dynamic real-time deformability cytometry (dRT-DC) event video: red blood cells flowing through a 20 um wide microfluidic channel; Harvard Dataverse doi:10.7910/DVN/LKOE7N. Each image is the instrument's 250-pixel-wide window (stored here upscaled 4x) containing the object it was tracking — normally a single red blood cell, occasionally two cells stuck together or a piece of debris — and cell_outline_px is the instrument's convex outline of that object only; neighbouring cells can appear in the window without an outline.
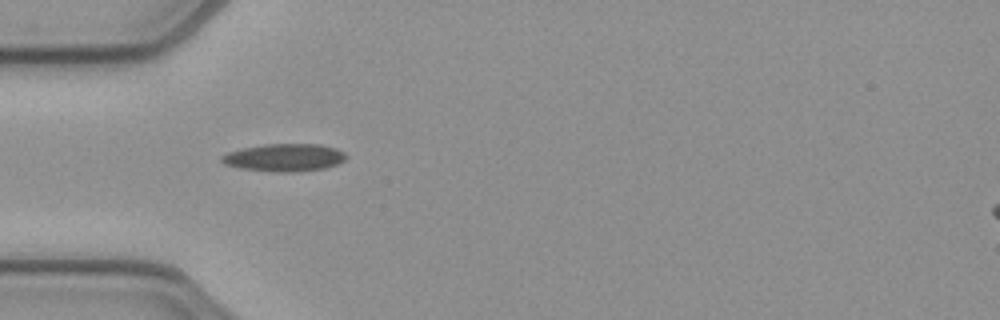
{"species": "common noctule bat (a hibernating species)", "species_latin": "Nyctalus noctula", "temperature_condition": "cold", "stored_images_in_passage": 37, "camera_frame_rate_fps": 3000, "um_per_image_px": 0.085, "animal": {"sex": "female", "body_mass_g": 21.9}, "frame": {"image": 1, "passage_image": 1, "time_ms": 0.0, "image_size_px": [1000, 320], "cell_outline_px": [[348, 156], [344, 160], [336, 164], [324, 168], [296, 172], [276, 172], [240, 168], [224, 164], [220, 160], [220, 156], [228, 152], [244, 148], [264, 144], [320, 144], [336, 148], [344, 152]], "centroid_in_image_um": [24.17, 13.39], "position_along_channel_um": 60.8, "area_um2": 20.06}}
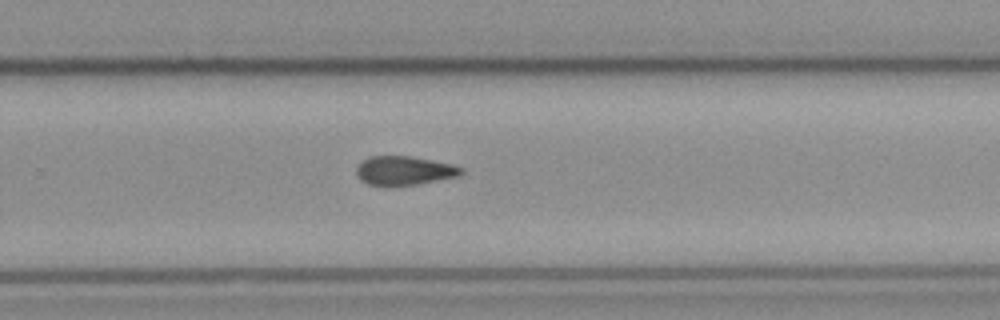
{"frame": {"image": 2, "passage_image": 19, "time_ms": 6.0, "image_size_px": [1000, 320], "cell_outline_px": [[464, 172], [460, 176], [416, 184], [388, 188], [384, 188], [368, 184], [360, 180], [356, 176], [356, 168], [360, 160], [368, 156], [408, 156], [432, 160], [452, 164], [464, 168]], "centroid_in_image_um": [34.3, 14.53], "position_along_channel_um": 295.5, "area_um2": 18.32}}
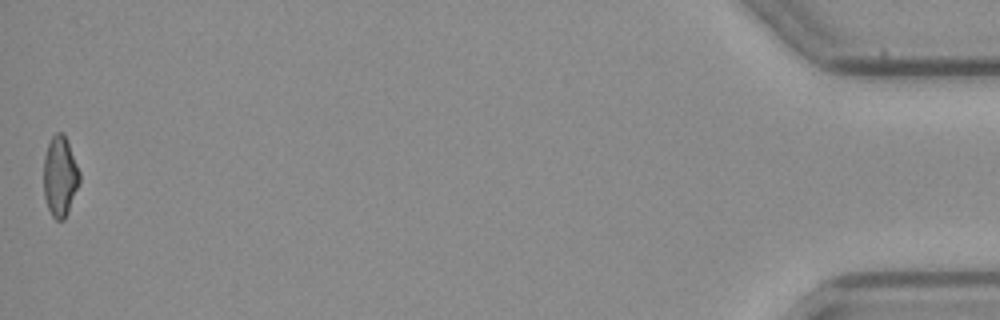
{"frame": {"image": 3, "passage_image": 37, "time_ms": 12.0, "image_size_px": [1000, 320], "cell_outline_px": [[80, 180], [68, 212], [64, 220], [56, 220], [52, 216], [48, 208], [44, 196], [44, 156], [48, 144], [52, 136], [56, 132], [64, 132], [80, 172]], "centroid_in_image_um": [5.1, 14.98], "position_along_channel_um": 430.1, "area_um2": 16.76}, "authors_computed_cell_mechanics": {"area_um2": 18.1492, "velocity_mm_per_s": 3.9296, "shape_relaxation_time_tau1_ms": 9.4188, "shape_relaxation_time_tau2_ms": 9.5561, "deformation_change_tau1": 0.1723, "deformation_change_tau2": 0.2079}}